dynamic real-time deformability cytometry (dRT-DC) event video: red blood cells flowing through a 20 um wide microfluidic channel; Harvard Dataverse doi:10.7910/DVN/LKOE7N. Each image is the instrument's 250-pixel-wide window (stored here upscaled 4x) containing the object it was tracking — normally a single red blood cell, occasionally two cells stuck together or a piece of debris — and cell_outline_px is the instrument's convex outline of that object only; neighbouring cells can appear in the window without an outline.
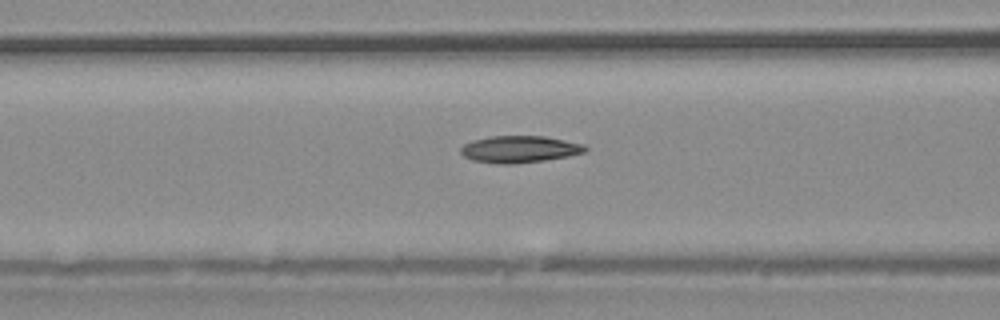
{"species": "common noctule bat (a hibernating species)", "species_latin": "Nyctalus noctula", "temperature_condition": "warm", "stored_images_in_passage": 3, "camera_frame_rate_fps": 3000, "um_per_image_px": 0.085, "animal": {"sex": "male", "body_mass_g": 20.4}, "frame": {"image": 1, "passage_image": 3, "time_ms": 2.333, "image_size_px": [1000, 320], "cell_outline_px": [[588, 148], [584, 152], [568, 156], [544, 160], [516, 164], [496, 164], [472, 160], [464, 156], [460, 152], [460, 148], [464, 144], [472, 140], [492, 136], [544, 136], [584, 144]], "centroid_in_image_um": [44.13, 12.69], "position_along_channel_um": 122.5, "area_um2": 19.54}}